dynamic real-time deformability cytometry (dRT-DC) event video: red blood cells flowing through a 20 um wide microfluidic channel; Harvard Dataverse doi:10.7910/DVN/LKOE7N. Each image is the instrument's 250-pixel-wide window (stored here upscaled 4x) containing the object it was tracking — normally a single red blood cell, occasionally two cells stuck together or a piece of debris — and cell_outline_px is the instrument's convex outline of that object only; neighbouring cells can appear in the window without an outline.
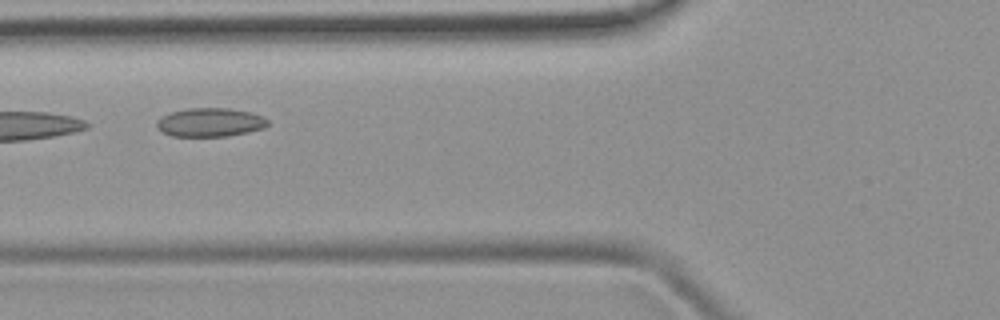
{"species": "common noctule bat (a hibernating species)", "species_latin": "Nyctalus noctula", "temperature_condition": "room temperature", "stored_images_in_passage": 4, "camera_frame_rate_fps": 3000, "um_per_image_px": 0.085, "animal": {"sex": "female", "body_mass_g": 19.9}, "frame": {"image": 1, "passage_image": 2, "time_ms": 1.333, "image_size_px": [1000, 320], "cell_outline_px": [[268, 124], [264, 128], [248, 132], [228, 136], [172, 136], [156, 128], [156, 120], [160, 116], [168, 112], [188, 108], [228, 108], [252, 112], [264, 116], [268, 120]], "centroid_in_image_um": [17.84, 10.39], "position_along_channel_um": 108.0, "area_um2": 18.84}}
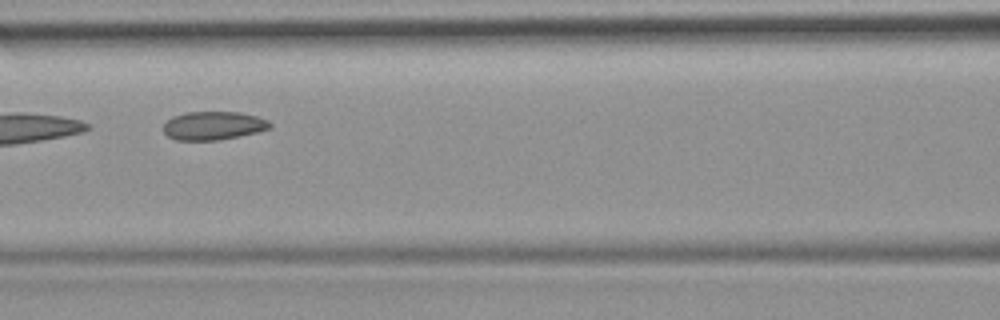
{"frame": {"image": 2, "passage_image": 3, "time_ms": 2.333, "image_size_px": [1000, 320], "cell_outline_px": [[272, 128], [256, 132], [216, 140], [176, 140], [168, 136], [164, 132], [164, 124], [172, 116], [188, 112], [240, 112], [256, 116], [268, 120], [272, 124]], "centroid_in_image_um": [18.14, 10.67], "position_along_channel_um": 148.5, "area_um2": 17.51}}
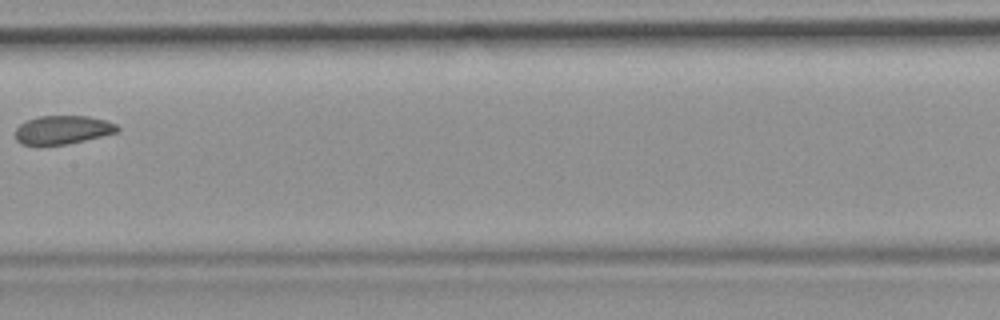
{"frame": {"image": 3, "passage_image": 4, "time_ms": 3.667, "image_size_px": [1000, 320], "cell_outline_px": [[120, 128], [116, 132], [68, 144], [20, 144], [16, 140], [16, 128], [20, 124], [28, 120], [40, 116], [88, 116], [104, 120], [116, 124]], "centroid_in_image_um": [5.31, 11.03], "position_along_channel_um": 202.1, "area_um2": 16.65}}